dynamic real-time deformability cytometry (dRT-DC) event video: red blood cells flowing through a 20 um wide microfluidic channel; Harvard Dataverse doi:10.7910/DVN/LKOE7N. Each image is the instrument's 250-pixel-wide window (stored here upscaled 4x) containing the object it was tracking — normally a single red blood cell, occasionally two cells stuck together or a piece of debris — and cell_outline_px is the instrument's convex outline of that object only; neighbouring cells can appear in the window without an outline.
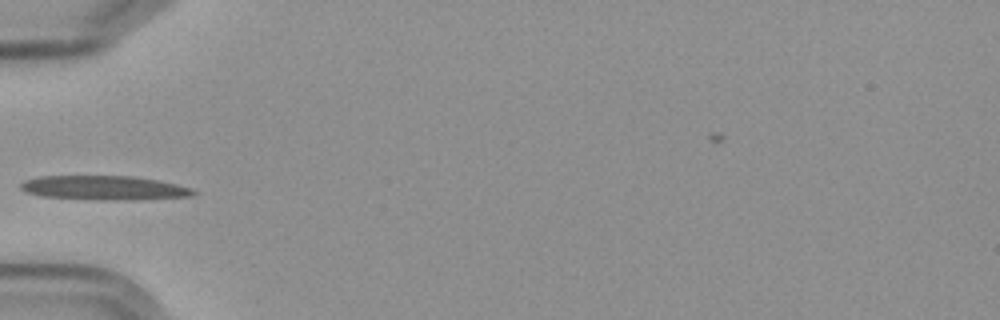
{"species": "Egyptian fruit bat (a non-hibernating species)", "species_latin": "Rousettus aegyptiacus", "temperature_condition": "cold", "stored_images_in_passage": 4, "camera_frame_rate_fps": 3000, "um_per_image_px": 0.085, "frame": {"image": 1, "passage_image": 4, "time_ms": 4.333, "image_size_px": [1000, 320], "cell_outline_px": [[196, 192], [192, 196], [136, 200], [96, 200], [40, 196], [24, 192], [20, 188], [20, 184], [24, 180], [40, 176], [132, 176], [156, 180], [176, 184], [192, 188]], "centroid_in_image_um": [8.82, 15.97], "position_along_channel_um": 76.2, "area_um2": 24.57}}